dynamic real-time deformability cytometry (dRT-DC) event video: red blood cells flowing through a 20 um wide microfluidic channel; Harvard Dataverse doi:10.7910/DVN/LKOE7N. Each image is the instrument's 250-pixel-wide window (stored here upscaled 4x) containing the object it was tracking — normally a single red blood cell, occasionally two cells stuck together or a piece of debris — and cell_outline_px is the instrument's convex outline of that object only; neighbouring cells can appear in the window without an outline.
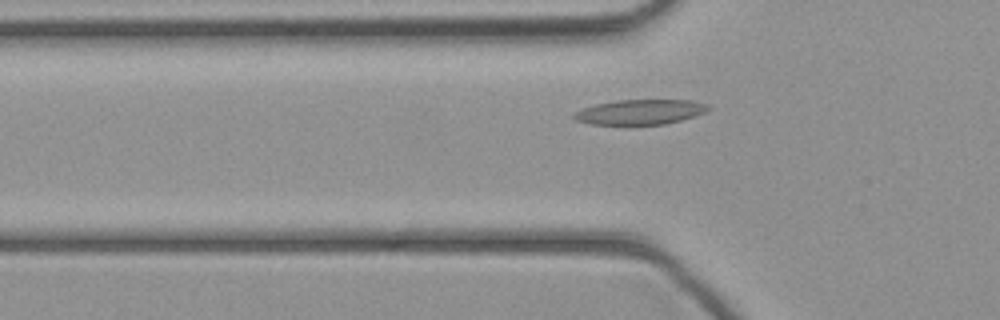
{"species": "common noctule bat (a hibernating species)", "species_latin": "Nyctalus noctula", "temperature_condition": "cold", "stored_images_in_passage": 32, "camera_frame_rate_fps": 3000, "um_per_image_px": 0.085, "animal": {"sex": "female", "body_mass_g": 21.9}, "frame": {"image": 1, "passage_image": 2, "time_ms": 0.333, "image_size_px": [1000, 320], "cell_outline_px": [[712, 108], [704, 112], [680, 120], [664, 124], [592, 124], [576, 120], [572, 116], [580, 108], [596, 104], [616, 100], [692, 100], [708, 104]], "centroid_in_image_um": [54.4, 9.5], "position_along_channel_um": 71.4, "area_um2": 19.36}}
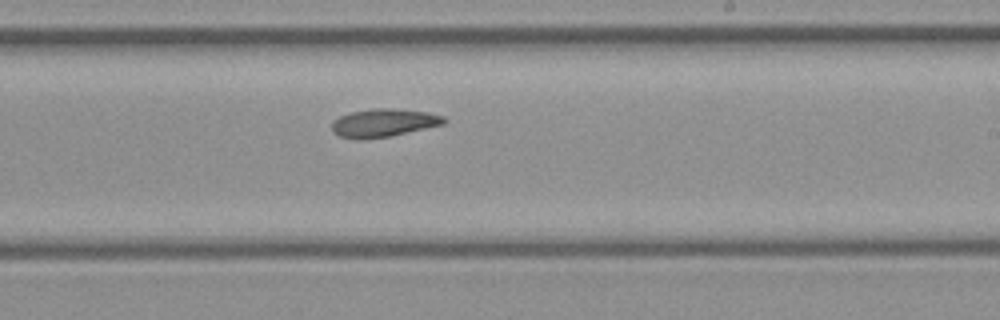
{"frame": {"image": 2, "passage_image": 14, "time_ms": 4.333, "image_size_px": [1000, 320], "cell_outline_px": [[448, 120], [444, 124], [388, 136], [360, 140], [340, 136], [332, 132], [332, 120], [340, 116], [352, 112], [372, 108], [392, 108], [428, 112], [444, 116]], "centroid_in_image_um": [32.59, 10.43], "position_along_channel_um": 256.4, "area_um2": 18.32}}
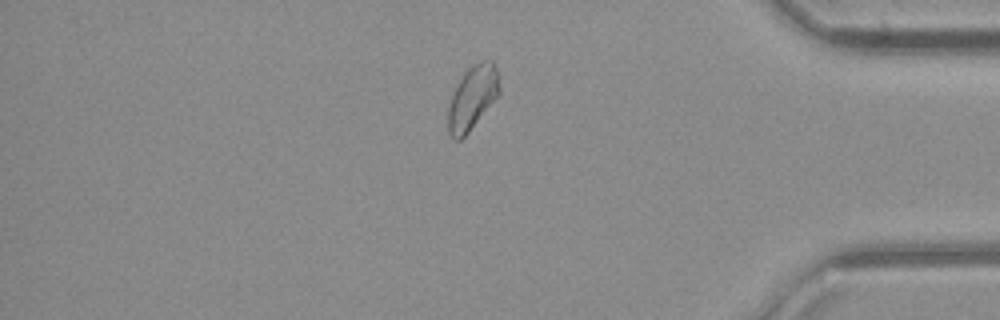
{"frame": {"image": 3, "passage_image": 25, "time_ms": 8.0, "image_size_px": [1000, 320], "cell_outline_px": [[500, 92], [468, 132], [460, 140], [452, 140], [448, 132], [448, 108], [452, 96], [464, 72], [472, 64], [480, 60], [492, 60], [496, 64], [500, 88]], "centroid_in_image_um": [40.16, 8.28], "position_along_channel_um": 395.0, "area_um2": 18.84}}